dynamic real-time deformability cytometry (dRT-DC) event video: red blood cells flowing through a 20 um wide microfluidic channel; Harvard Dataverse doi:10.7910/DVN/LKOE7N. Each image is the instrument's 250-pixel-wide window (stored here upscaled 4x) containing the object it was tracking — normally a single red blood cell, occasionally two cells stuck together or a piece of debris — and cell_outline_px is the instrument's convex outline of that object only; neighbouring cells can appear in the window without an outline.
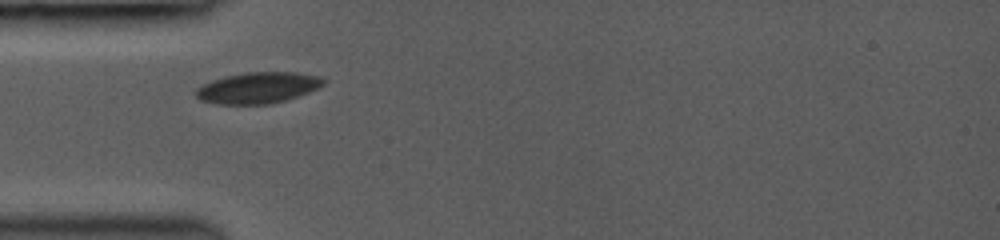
{"species": "common noctule bat (a hibernating species)", "species_latin": "Nyctalus noctula", "temperature_condition": "room temperature", "stored_images_in_passage": 4, "camera_frame_rate_fps": 3000, "um_per_image_px": 0.085, "animal": {"sex": "female", "body_mass_g": 19.0, "forearm_length_mm": 53.3}, "frame": {"image": 1, "passage_image": 2, "time_ms": 1.0, "image_size_px": [1000, 240], "cell_outline_px": [[328, 80], [324, 84], [308, 92], [288, 100], [272, 104], [216, 104], [200, 100], [196, 96], [196, 88], [212, 80], [224, 76], [244, 72], [296, 72], [320, 76]], "centroid_in_image_um": [21.94, 7.46], "position_along_channel_um": 63.1, "area_um2": 23.35}}